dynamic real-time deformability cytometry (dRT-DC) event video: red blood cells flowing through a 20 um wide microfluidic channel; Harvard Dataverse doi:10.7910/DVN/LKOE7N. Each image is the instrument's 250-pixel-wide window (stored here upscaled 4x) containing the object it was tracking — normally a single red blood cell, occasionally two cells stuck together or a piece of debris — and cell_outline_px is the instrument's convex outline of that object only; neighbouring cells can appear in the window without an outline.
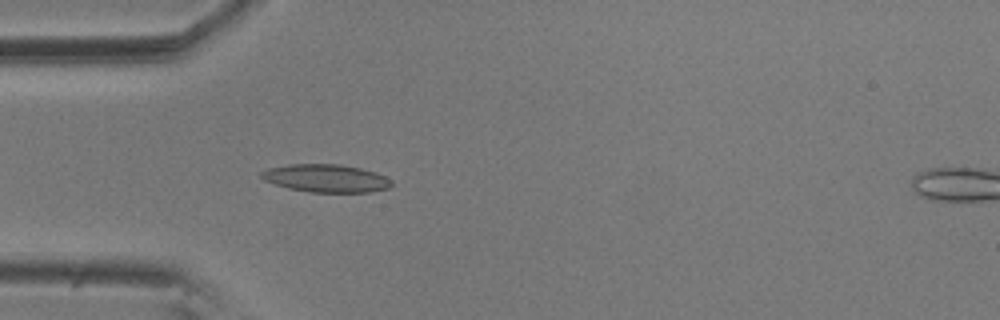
{"species": "common noctule bat (a hibernating species)", "species_latin": "Nyctalus noctula", "temperature_condition": "room temperature", "stored_images_in_passage": 6, "camera_frame_rate_fps": 3000, "um_per_image_px": 0.085, "animal": {"sex": "male", "body_mass_g": 20.5, "forearm_length_mm": 52.5}, "frame": {"image": 1, "passage_image": 5, "time_ms": 1.333, "image_size_px": [1000, 320], "cell_outline_px": [[392, 184], [388, 188], [372, 192], [308, 192], [288, 188], [264, 180], [260, 176], [260, 172], [268, 168], [288, 164], [340, 164], [360, 168], [376, 172], [392, 180]], "centroid_in_image_um": [27.71, 15.15], "position_along_channel_um": 57.3, "area_um2": 21.21}}